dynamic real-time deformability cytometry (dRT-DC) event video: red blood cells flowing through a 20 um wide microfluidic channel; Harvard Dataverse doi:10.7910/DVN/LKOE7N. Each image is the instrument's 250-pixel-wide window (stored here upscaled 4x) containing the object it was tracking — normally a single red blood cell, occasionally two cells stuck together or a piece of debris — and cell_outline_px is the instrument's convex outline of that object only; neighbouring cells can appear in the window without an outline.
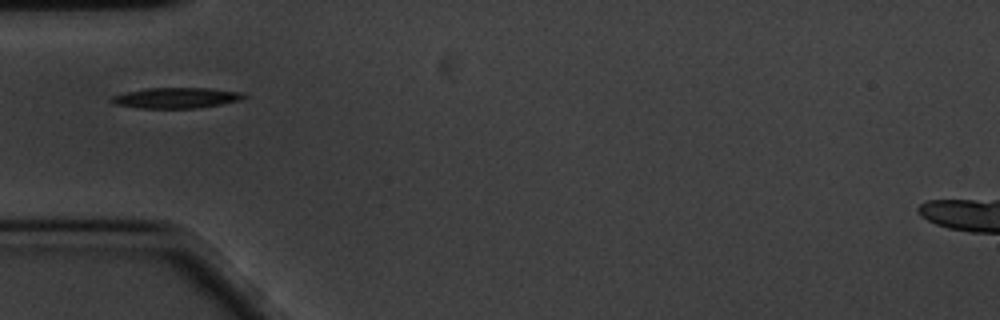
{"species": "common noctule bat (a hibernating species)", "species_latin": "Nyctalus noctula", "temperature_condition": "cold", "stored_images_in_passage": 42, "camera_frame_rate_fps": 3000, "um_per_image_px": 0.085, "animal": {"sex": "male", "body_mass_g": 20.1, "forearm_length_mm": 53.5}, "frame": {"image": 1, "passage_image": 1, "time_ms": 0.0, "image_size_px": [1000, 320], "cell_outline_px": [[248, 96], [240, 100], [220, 104], [196, 108], [136, 108], [116, 104], [108, 100], [112, 96], [124, 92], [148, 88], [212, 88], [240, 92]], "centroid_in_image_um": [14.95, 8.31], "position_along_channel_um": 70.1, "area_um2": 15.9}}
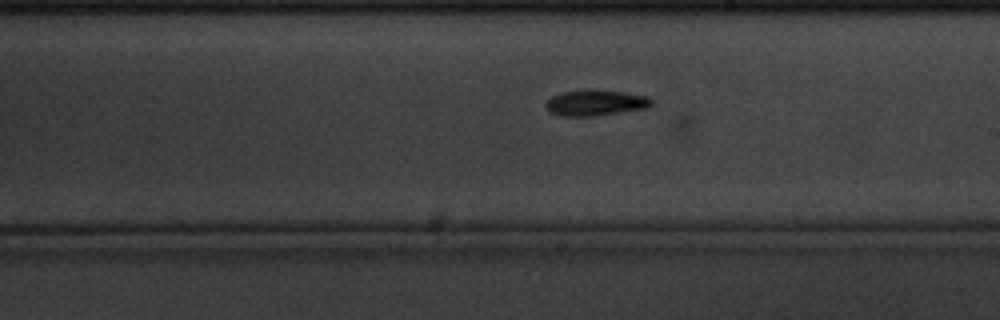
{"frame": {"image": 2, "passage_image": 16, "time_ms": 5.0, "image_size_px": [1000, 320], "cell_outline_px": [[652, 104], [648, 108], [596, 116], [560, 116], [548, 112], [544, 108], [544, 104], [552, 96], [564, 92], [588, 88], [596, 88], [624, 92], [648, 96], [652, 100]], "centroid_in_image_um": [50.6, 8.73], "position_along_channel_um": 238.4, "area_um2": 16.42}}
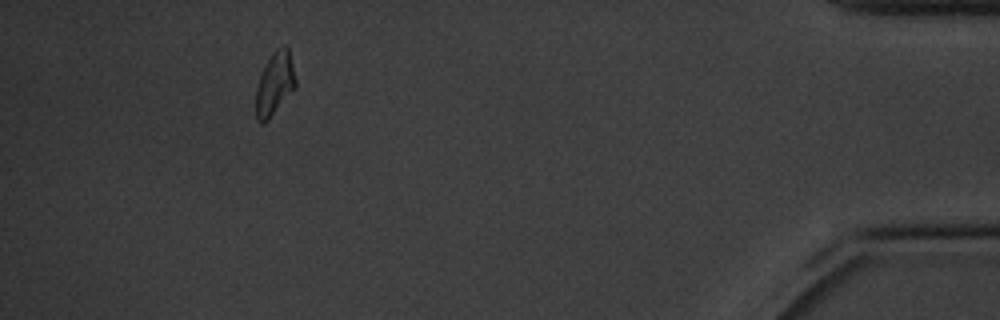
{"frame": {"image": 3, "passage_image": 37, "time_ms": 12.0, "image_size_px": [1000, 320], "cell_outline_px": [[296, 88], [268, 120], [264, 124], [260, 124], [256, 120], [256, 88], [260, 76], [272, 52], [276, 48], [284, 44], [288, 44], [296, 80]], "centroid_in_image_um": [23.37, 7.11], "position_along_channel_um": 411.8, "area_um2": 14.8}, "authors_computed_cell_mechanics": {"area_um2": 15.4037, "velocity_mm_per_s": 3.3535, "shape_relaxation_time_tau1_ms": 2.7157, "shape_relaxation_time_tau2_ms": null, "deformation_change_tau1": 0.1348, "deformation_change_tau2": null}}